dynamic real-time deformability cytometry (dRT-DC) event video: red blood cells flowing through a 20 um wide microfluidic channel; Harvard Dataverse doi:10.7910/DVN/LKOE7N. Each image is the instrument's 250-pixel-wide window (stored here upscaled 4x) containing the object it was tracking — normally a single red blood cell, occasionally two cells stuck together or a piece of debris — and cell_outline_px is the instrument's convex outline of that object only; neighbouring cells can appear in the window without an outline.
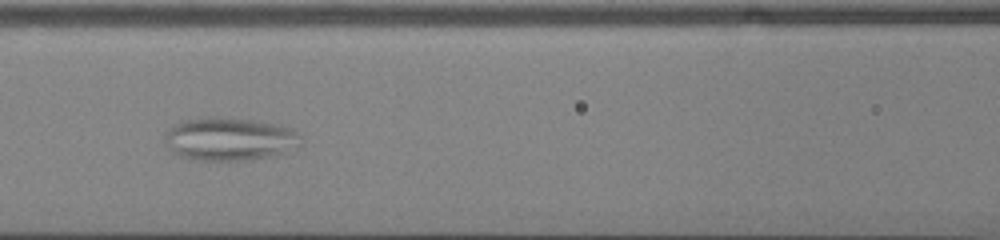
{"species": "common noctule bat (a hibernating species)", "species_latin": "Nyctalus noctula", "temperature_condition": "cold", "stored_images_in_passage": 45, "camera_frame_rate_fps": 3000, "um_per_image_px": 0.085, "animal": {"sex": "male", "body_mass_g": 13.0, "forearm_length_mm": 53.1}, "frame": {"image": 1, "passage_image": 17, "time_ms": 5.333, "image_size_px": [1000, 240], "cell_outline_px": [[304, 144], [284, 152], [272, 156], [244, 160], [196, 160], [180, 156], [172, 152], [164, 144], [164, 136], [176, 124], [184, 120], [204, 116], [228, 116], [256, 120], [276, 124], [292, 128], [300, 132]], "centroid_in_image_um": [19.55, 11.79], "position_along_channel_um": 147.0, "area_um2": 34.85}}